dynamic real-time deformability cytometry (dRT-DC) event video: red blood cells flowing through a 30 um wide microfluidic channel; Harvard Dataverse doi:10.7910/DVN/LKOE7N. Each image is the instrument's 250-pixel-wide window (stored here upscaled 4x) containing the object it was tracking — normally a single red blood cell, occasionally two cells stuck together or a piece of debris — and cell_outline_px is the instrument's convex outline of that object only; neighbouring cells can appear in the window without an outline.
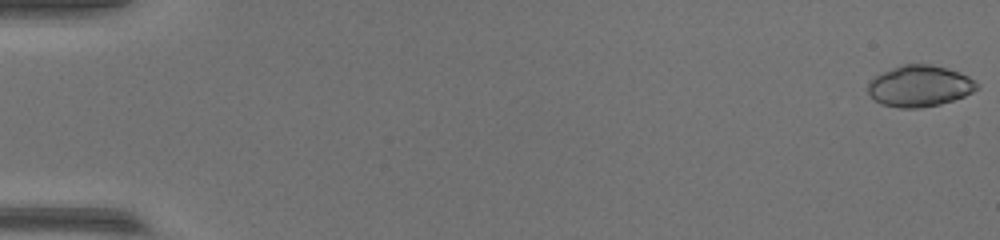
{"species": "common noctule bat (a hibernating species)", "species_latin": "Nyctalus noctula", "temperature_condition": "warm", "stored_images_in_passage": 54, "camera_frame_rate_fps": 3000, "um_per_image_px": 0.085, "animal": {"sex": "female", "body_mass_g": 17.0, "forearm_length_mm": 48.0}, "frame": {"image": 1, "passage_image": 1, "time_ms": 0.0, "image_size_px": [1000, 240], "cell_outline_px": [[980, 88], [964, 96], [940, 104], [920, 108], [900, 108], [880, 104], [868, 92], [868, 84], [876, 76], [892, 68], [904, 64], [928, 64], [944, 68], [968, 76], [976, 80], [980, 84]], "centroid_in_image_um": [78.19, 7.33], "position_along_channel_um": 6.8, "area_um2": 25.95}}
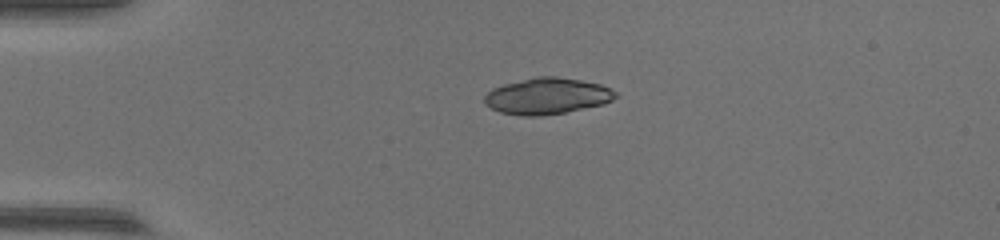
{"frame": {"image": 2, "passage_image": 14, "time_ms": 4.333, "image_size_px": [1000, 240], "cell_outline_px": [[620, 96], [604, 104], [564, 112], [540, 116], [520, 116], [500, 112], [484, 104], [484, 96], [492, 88], [504, 84], [536, 76], [556, 76], [580, 80], [600, 84], [616, 92]], "centroid_in_image_um": [46.5, 8.16], "position_along_channel_um": 38.5, "area_um2": 27.74}}
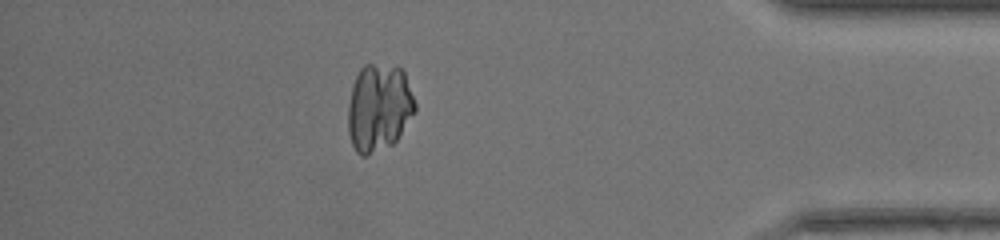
{"frame": {"image": 3, "passage_image": 48, "time_ms": 15.667, "image_size_px": [1000, 240], "cell_outline_px": [[416, 112], [396, 140], [392, 144], [368, 156], [360, 156], [356, 152], [352, 144], [348, 132], [348, 104], [352, 84], [360, 68], [364, 64], [372, 64], [400, 68], [404, 72], [416, 104]], "centroid_in_image_um": [32.19, 9.17], "position_along_channel_um": 403.0, "area_um2": 34.33}}